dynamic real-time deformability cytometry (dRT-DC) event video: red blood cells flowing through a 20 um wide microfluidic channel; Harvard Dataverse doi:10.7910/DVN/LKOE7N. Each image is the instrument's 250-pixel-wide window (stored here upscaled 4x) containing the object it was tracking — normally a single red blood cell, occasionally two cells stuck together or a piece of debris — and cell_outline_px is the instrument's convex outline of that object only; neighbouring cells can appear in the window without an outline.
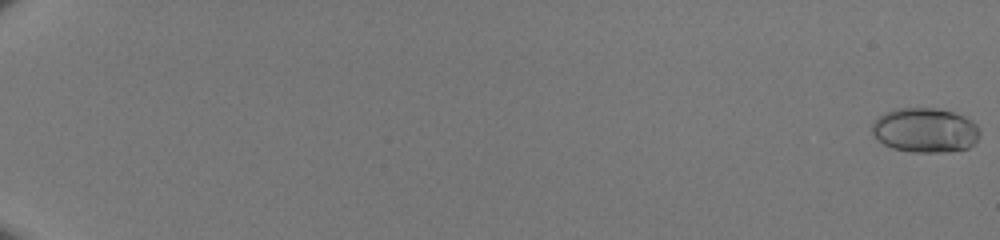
{"species": "human", "species_latin": "Homo sapiens", "temperature_condition": "room temperature", "stored_images_in_passage": 52, "camera_frame_rate_fps": 3000, "um_per_image_px": 0.085, "donor": {"sex": "male"}, "frame": {"image": 1, "passage_image": 1, "time_ms": 0.0, "image_size_px": [1000, 240], "cell_outline_px": [[980, 136], [968, 148], [948, 152], [912, 152], [892, 148], [884, 144], [872, 132], [872, 124], [884, 112], [896, 108], [936, 108], [952, 112], [964, 116], [972, 120], [980, 128]], "centroid_in_image_um": [78.66, 11.06], "position_along_channel_um": 6.3, "area_um2": 28.03}}
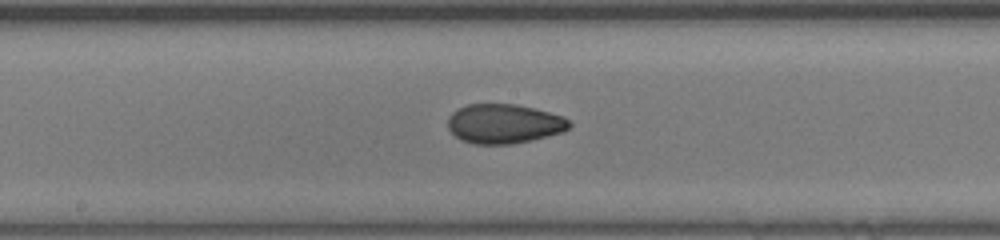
{"frame": {"image": 2, "passage_image": 32, "time_ms": 10.333, "image_size_px": [1000, 240], "cell_outline_px": [[572, 124], [564, 132], [532, 140], [512, 144], [472, 144], [460, 140], [448, 128], [448, 116], [452, 112], [468, 104], [516, 104], [564, 116]], "centroid_in_image_um": [42.84, 10.53], "position_along_channel_um": 205.4, "area_um2": 27.98}}
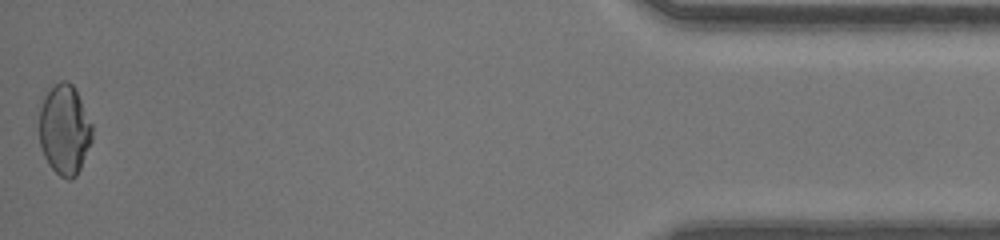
{"frame": {"image": 3, "passage_image": 52, "time_ms": 17.0, "image_size_px": [1000, 240], "cell_outline_px": [[92, 140], [80, 168], [76, 176], [72, 180], [68, 180], [60, 176], [48, 164], [44, 156], [40, 144], [40, 108], [44, 96], [60, 80], [68, 80], [72, 84], [92, 124]], "centroid_in_image_um": [5.48, 11.05], "position_along_channel_um": 429.7, "area_um2": 27.51}}